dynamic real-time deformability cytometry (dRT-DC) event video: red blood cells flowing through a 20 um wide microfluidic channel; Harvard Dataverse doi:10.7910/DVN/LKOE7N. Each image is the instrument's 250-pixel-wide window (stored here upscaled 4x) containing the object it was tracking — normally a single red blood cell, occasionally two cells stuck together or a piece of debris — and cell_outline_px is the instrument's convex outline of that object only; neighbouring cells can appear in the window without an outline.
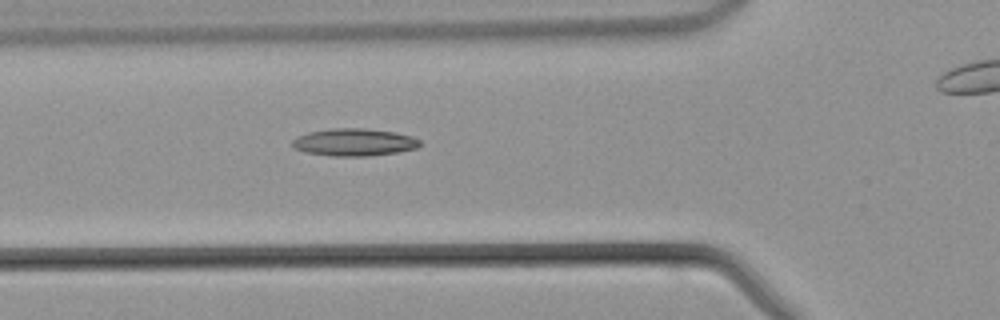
{"species": "common noctule bat (a hibernating species)", "species_latin": "Nyctalus noctula", "temperature_condition": "warm", "stored_images_in_passage": 18, "camera_frame_rate_fps": 3000, "um_per_image_px": 0.085, "animal": {"sex": "male", "body_mass_g": 21.5, "forearm_length_mm": 52.0}, "frame": {"image": 1, "passage_image": 12, "time_ms": 3.667, "image_size_px": [1000, 320], "cell_outline_px": [[420, 144], [416, 148], [400, 152], [368, 156], [332, 156], [304, 152], [292, 148], [292, 140], [296, 136], [308, 132], [332, 128], [364, 128], [392, 132], [412, 136], [420, 140]], "centroid_in_image_um": [30.06, 12.09], "position_along_channel_um": 95.7, "area_um2": 20.52}}
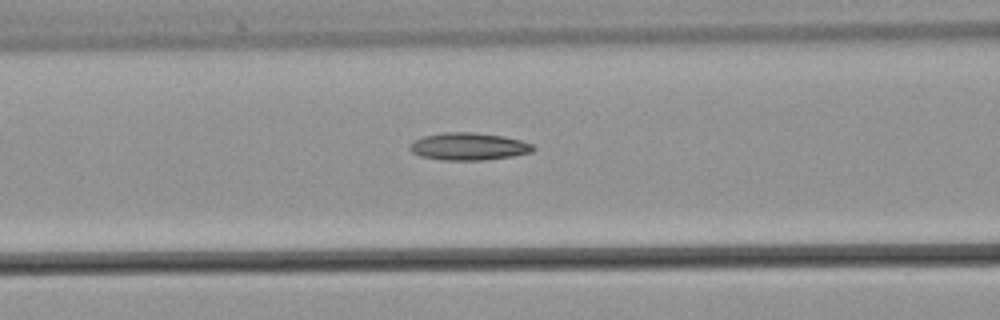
{"frame": {"image": 2, "passage_image": 14, "time_ms": 4.333, "image_size_px": [1000, 320], "cell_outline_px": [[536, 148], [532, 152], [512, 156], [484, 160], [444, 160], [420, 156], [412, 152], [408, 148], [408, 144], [424, 136], [444, 132], [472, 132], [504, 136], [520, 140], [532, 144]], "centroid_in_image_um": [39.83, 12.45], "position_along_channel_um": 126.8, "area_um2": 19.71}}